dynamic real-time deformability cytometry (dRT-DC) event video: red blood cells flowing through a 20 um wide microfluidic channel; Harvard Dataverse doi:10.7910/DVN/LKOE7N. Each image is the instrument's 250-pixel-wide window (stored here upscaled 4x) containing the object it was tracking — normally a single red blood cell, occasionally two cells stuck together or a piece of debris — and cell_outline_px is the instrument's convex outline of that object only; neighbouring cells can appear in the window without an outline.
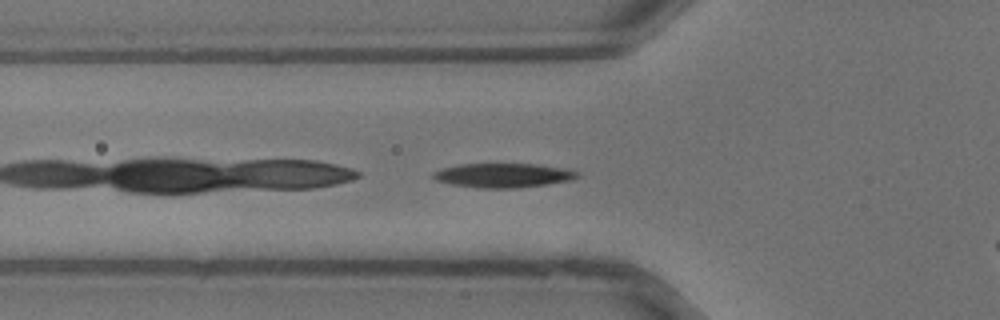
{"species": "common noctule bat (a hibernating species)", "species_latin": "Nyctalus noctula", "temperature_condition": "warm", "stored_images_in_passage": 23, "camera_frame_rate_fps": 3000, "um_per_image_px": 0.085, "animal": {"sex": "male", "body_mass_g": 13.3}, "frame": {"image": 1, "passage_image": 2, "time_ms": 0.333, "image_size_px": [1000, 320], "cell_outline_px": [[580, 176], [572, 180], [548, 184], [516, 188], [480, 188], [452, 184], [436, 180], [432, 176], [432, 172], [444, 168], [460, 164], [536, 164], [564, 168], [580, 172]], "centroid_in_image_um": [42.81, 14.91], "position_along_channel_um": 83.0, "area_um2": 20.35}}
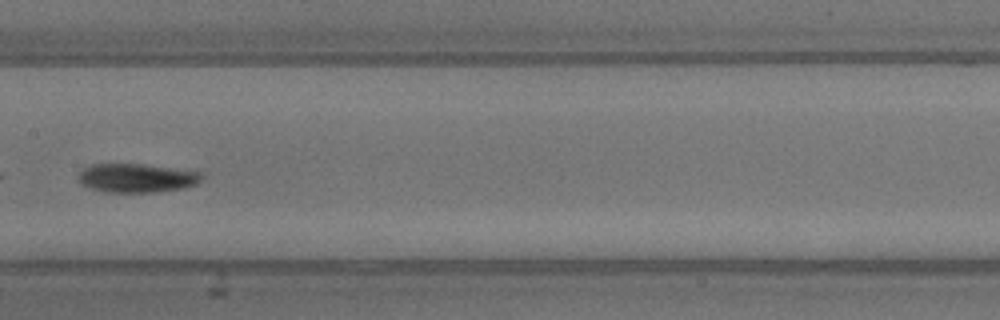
{"frame": {"image": 2, "passage_image": 8, "time_ms": 2.333, "image_size_px": [1000, 320], "cell_outline_px": [[204, 176], [196, 184], [184, 188], [152, 192], [108, 192], [92, 188], [84, 184], [80, 180], [80, 172], [84, 168], [92, 164], [144, 164], [200, 172]], "centroid_in_image_um": [11.66, 15.12], "position_along_channel_um": 195.7, "area_um2": 20.35}}
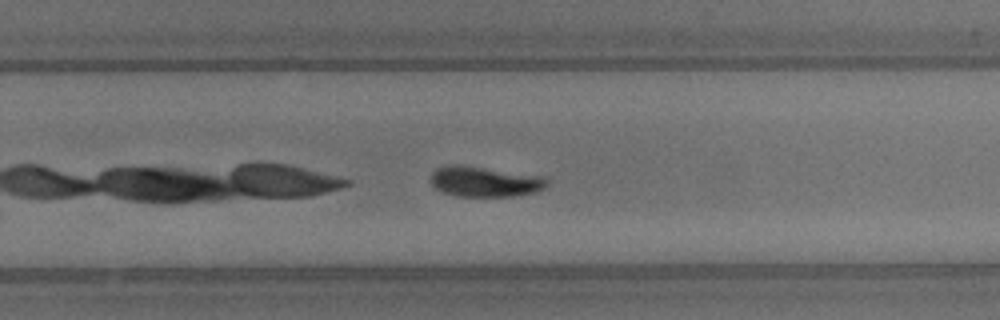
{"frame": {"image": 3, "passage_image": 13, "time_ms": 4.0, "image_size_px": [1000, 320], "cell_outline_px": [[548, 184], [544, 188], [536, 192], [512, 196], [460, 196], [444, 192], [436, 188], [428, 180], [432, 172], [436, 168], [448, 164], [460, 164], [548, 176]], "centroid_in_image_um": [41.22, 15.41], "position_along_channel_um": 288.6, "area_um2": 20.98}}